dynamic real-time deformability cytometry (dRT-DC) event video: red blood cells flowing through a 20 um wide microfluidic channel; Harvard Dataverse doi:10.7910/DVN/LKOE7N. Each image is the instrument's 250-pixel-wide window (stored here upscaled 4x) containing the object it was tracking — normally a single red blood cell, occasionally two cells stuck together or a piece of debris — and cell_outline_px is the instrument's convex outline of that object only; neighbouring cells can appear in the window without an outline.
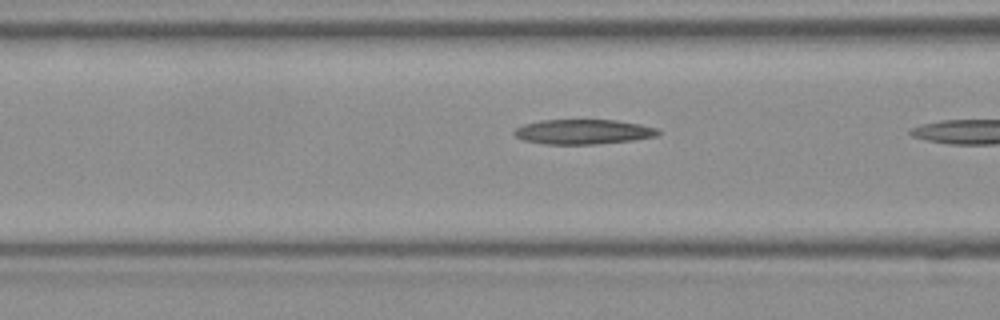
{"species": "Egyptian fruit bat (a non-hibernating species)", "species_latin": "Rousettus aegyptiacus", "temperature_condition": "room temperature", "stored_images_in_passage": 10, "camera_frame_rate_fps": 3000, "um_per_image_px": 0.085, "frame": {"image": 1, "passage_image": 9, "time_ms": 2.667, "image_size_px": [1000, 320], "cell_outline_px": [[660, 132], [656, 136], [632, 140], [596, 144], [544, 144], [524, 140], [516, 136], [512, 132], [516, 128], [524, 124], [540, 120], [616, 120], [640, 124], [656, 128]], "centroid_in_image_um": [49.55, 11.2], "position_along_channel_um": 117.1, "area_um2": 20.69}}